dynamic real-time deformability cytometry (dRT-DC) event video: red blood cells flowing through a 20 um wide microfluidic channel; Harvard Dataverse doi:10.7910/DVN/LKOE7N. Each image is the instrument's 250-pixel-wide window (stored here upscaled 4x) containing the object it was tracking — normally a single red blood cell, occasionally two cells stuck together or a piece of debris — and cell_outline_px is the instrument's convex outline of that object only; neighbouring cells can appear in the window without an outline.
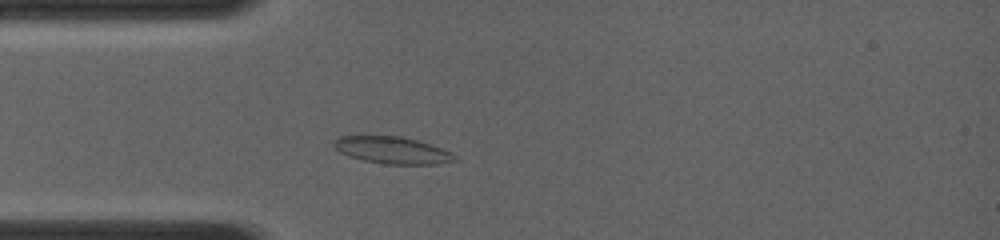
{"species": "common noctule bat (a hibernating species)", "species_latin": "Nyctalus noctula", "temperature_condition": "room temperature", "stored_images_in_passage": 2, "camera_frame_rate_fps": 4000, "um_per_image_px": 0.085, "animal": {"sex": "female", "body_mass_g": 19.0, "forearm_length_mm": 56.7}, "frame": {"image": 1, "passage_image": 2, "time_ms": 0.75, "image_size_px": [1000, 240], "cell_outline_px": [[460, 160], [436, 164], [384, 164], [364, 160], [348, 156], [340, 152], [332, 144], [332, 140], [340, 136], [400, 136], [416, 140], [452, 152]], "centroid_in_image_um": [33.34, 12.77], "position_along_channel_um": 51.7, "area_um2": 18.96}}